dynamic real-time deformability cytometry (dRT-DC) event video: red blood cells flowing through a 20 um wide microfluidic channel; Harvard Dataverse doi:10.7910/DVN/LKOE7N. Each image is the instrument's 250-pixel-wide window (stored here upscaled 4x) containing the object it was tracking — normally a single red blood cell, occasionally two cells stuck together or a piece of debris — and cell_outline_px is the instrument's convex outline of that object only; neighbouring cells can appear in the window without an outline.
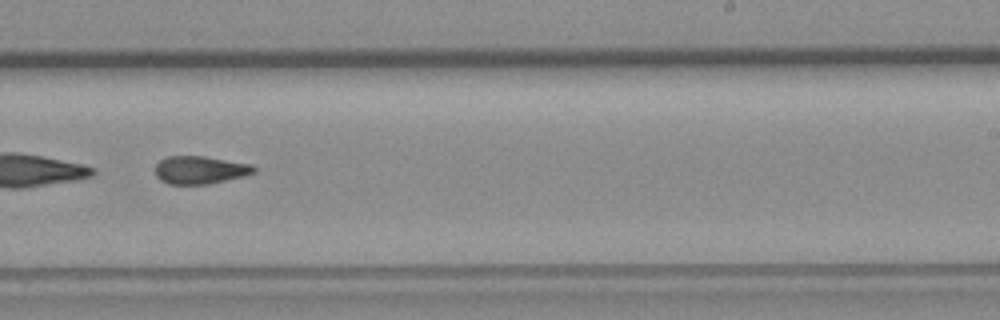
{"species": "common noctule bat (a hibernating species)", "species_latin": "Nyctalus noctula", "temperature_condition": "room temperature", "stored_images_in_passage": 46, "segment_of_instrument_passage": [2, 2], "camera_frame_rate_fps": 3000, "um_per_image_px": 0.085, "animal": {"sex": "female", "body_mass_g": 19.3, "forearm_length_mm": 54.1}, "frame": {"image": 1, "passage_image": 25, "time_ms": 8.0, "image_size_px": [1000, 320], "cell_outline_px": [[252, 172], [216, 180], [196, 184], [176, 184], [164, 180], [156, 172], [156, 168], [164, 160], [176, 156], [192, 156], [240, 164], [252, 168]], "centroid_in_image_um": [16.83, 14.45], "position_along_channel_um": 272.2, "area_um2": 13.53}}
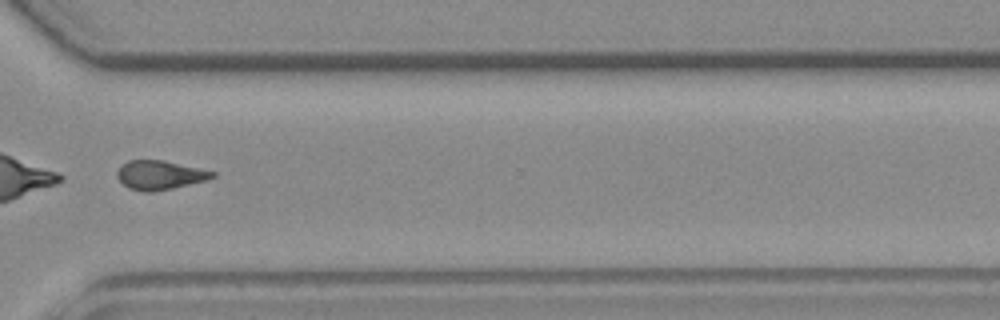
{"frame": {"image": 2, "passage_image": 32, "time_ms": 10.333, "image_size_px": [1000, 320], "cell_outline_px": [[212, 176], [200, 180], [164, 188], [132, 188], [124, 184], [120, 180], [120, 168], [124, 164], [132, 160], [156, 160], [212, 172]], "centroid_in_image_um": [13.49, 14.82], "position_along_channel_um": 357.1, "area_um2": 13.7}}